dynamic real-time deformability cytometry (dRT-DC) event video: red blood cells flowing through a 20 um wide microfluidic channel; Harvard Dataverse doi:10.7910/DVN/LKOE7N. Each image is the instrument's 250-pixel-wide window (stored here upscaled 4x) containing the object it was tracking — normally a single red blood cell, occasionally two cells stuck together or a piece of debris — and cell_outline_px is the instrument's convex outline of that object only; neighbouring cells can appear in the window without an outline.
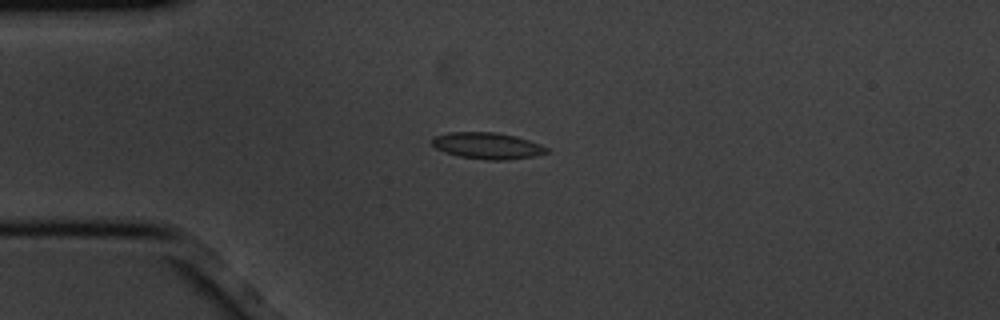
{"species": "common noctule bat (a hibernating species)", "species_latin": "Nyctalus noctula", "temperature_condition": "cold", "stored_images_in_passage": 7, "camera_frame_rate_fps": 3000, "um_per_image_px": 0.085, "animal": {"sex": "male", "body_mass_g": 20.1, "forearm_length_mm": 53.5}, "frame": {"image": 1, "passage_image": 1, "time_ms": 0.0, "image_size_px": [1000, 320], "cell_outline_px": [[548, 152], [532, 156], [504, 160], [488, 160], [460, 156], [444, 152], [436, 148], [432, 144], [432, 140], [436, 136], [448, 132], [496, 132], [516, 136], [540, 144], [548, 148]], "centroid_in_image_um": [41.42, 12.38], "position_along_channel_um": 43.6, "area_um2": 17.46}}
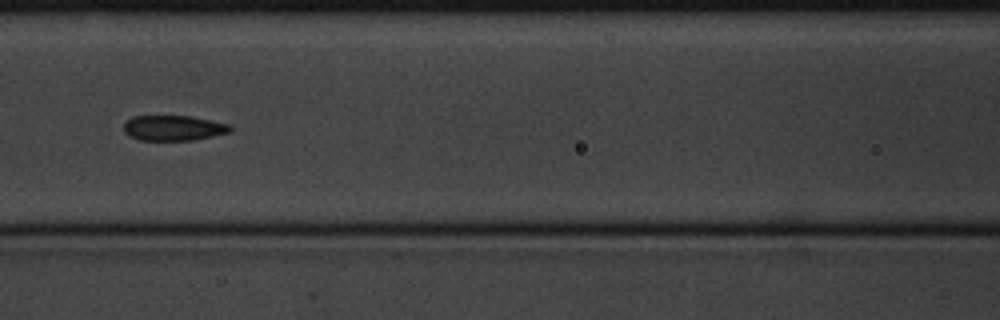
{"frame": {"image": 2, "passage_image": 4, "time_ms": 1.0, "image_size_px": [1000, 320], "cell_outline_px": [[232, 128], [228, 132], [212, 136], [192, 140], [140, 140], [128, 136], [124, 132], [124, 124], [132, 116], [192, 116], [228, 124]], "centroid_in_image_um": [14.7, 10.88], "position_along_channel_um": 151.9, "area_um2": 15.55}}
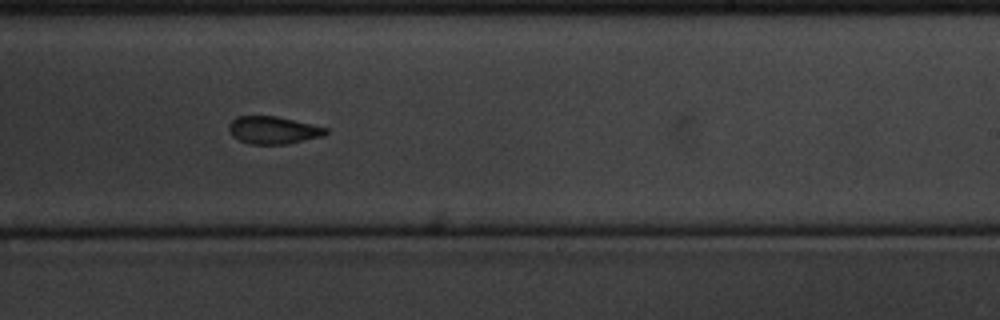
{"frame": {"image": 3, "passage_image": 7, "time_ms": 2.0, "image_size_px": [1000, 320], "cell_outline_px": [[328, 132], [324, 136], [284, 144], [252, 144], [240, 140], [232, 136], [228, 128], [228, 124], [236, 116], [276, 116], [312, 124], [328, 128]], "centroid_in_image_um": [23.22, 11.05], "position_along_channel_um": 265.8, "area_um2": 15.49}}